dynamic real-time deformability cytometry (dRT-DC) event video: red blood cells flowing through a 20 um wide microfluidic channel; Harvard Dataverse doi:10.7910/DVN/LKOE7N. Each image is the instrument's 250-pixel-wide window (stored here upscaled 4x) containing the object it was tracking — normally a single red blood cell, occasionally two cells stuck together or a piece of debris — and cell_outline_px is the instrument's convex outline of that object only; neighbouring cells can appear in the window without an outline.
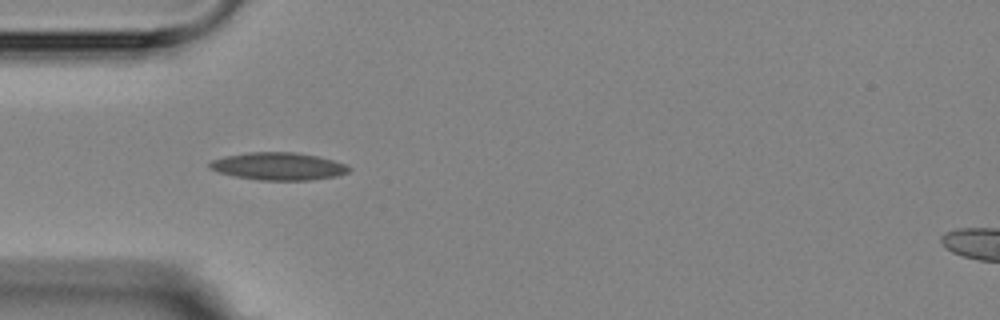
{"species": "Egyptian fruit bat (a non-hibernating species)", "species_latin": "Rousettus aegyptiacus", "temperature_condition": "room temperature", "stored_images_in_passage": 5, "camera_frame_rate_fps": 3000, "um_per_image_px": 0.085, "animal": {"sex": "female"}, "frame": {"image": 1, "passage_image": 4, "time_ms": 3.667, "image_size_px": [1000, 320], "cell_outline_px": [[352, 168], [348, 172], [336, 176], [308, 180], [260, 180], [236, 176], [220, 172], [208, 168], [208, 164], [212, 160], [224, 156], [248, 152], [296, 152], [316, 156], [332, 160], [344, 164]], "centroid_in_image_um": [23.64, 14.13], "position_along_channel_um": 61.4, "area_um2": 22.2}}
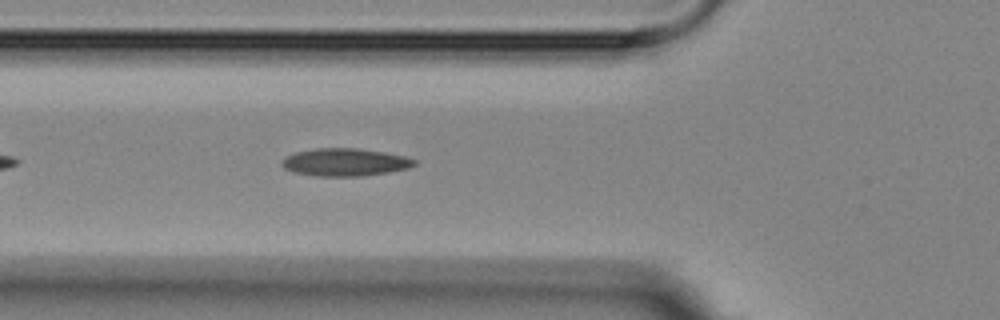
{"frame": {"image": 2, "passage_image": 5, "time_ms": 4.667, "image_size_px": [1000, 320], "cell_outline_px": [[416, 164], [408, 168], [388, 172], [360, 176], [320, 176], [292, 172], [284, 168], [280, 164], [280, 160], [296, 152], [316, 148], [356, 148], [384, 152], [404, 156], [416, 160]], "centroid_in_image_um": [29.3, 13.78], "position_along_channel_um": 96.5, "area_um2": 21.27}}